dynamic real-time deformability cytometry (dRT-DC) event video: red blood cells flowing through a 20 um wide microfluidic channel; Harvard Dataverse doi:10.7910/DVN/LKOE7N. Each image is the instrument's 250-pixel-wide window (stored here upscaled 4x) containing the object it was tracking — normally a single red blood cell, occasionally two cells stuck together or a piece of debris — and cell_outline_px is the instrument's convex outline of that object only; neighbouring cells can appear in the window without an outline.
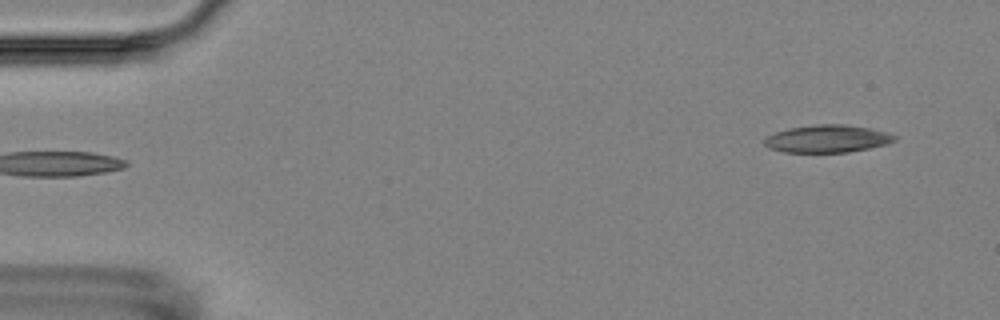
{"species": "Egyptian fruit bat (a non-hibernating species)", "species_latin": "Rousettus aegyptiacus", "temperature_condition": "room temperature", "stored_images_in_passage": 5, "segment_of_instrument_passage": [2, 2], "camera_frame_rate_fps": 3000, "um_per_image_px": 0.085, "animal": {"sex": "female"}, "frame": {"image": 1, "passage_image": 5, "time_ms": 4.667, "image_size_px": [1000, 320], "cell_outline_px": [[896, 140], [888, 144], [848, 152], [784, 152], [768, 148], [764, 144], [764, 140], [768, 136], [776, 132], [788, 128], [816, 124], [848, 124], [872, 128], [896, 136]], "centroid_in_image_um": [70.33, 11.78], "position_along_channel_um": 14.7, "area_um2": 20.92}}